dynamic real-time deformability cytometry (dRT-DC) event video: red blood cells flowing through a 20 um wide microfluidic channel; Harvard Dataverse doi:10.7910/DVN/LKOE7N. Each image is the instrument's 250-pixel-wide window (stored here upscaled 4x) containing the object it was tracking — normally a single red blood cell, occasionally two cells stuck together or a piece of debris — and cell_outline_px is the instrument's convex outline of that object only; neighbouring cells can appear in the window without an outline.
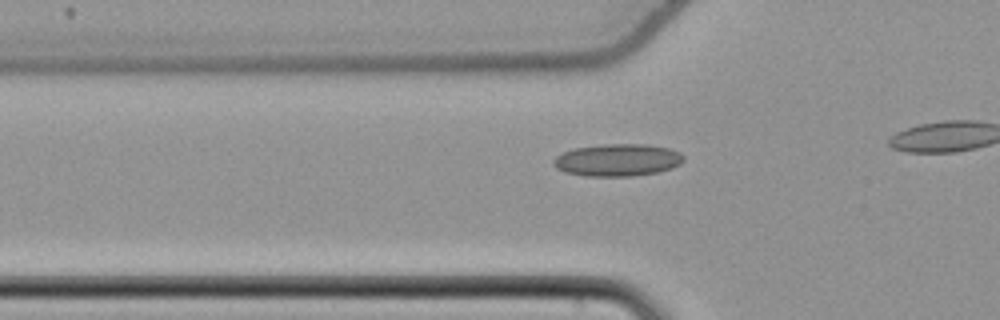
{"species": "common noctule bat (a hibernating species)", "species_latin": "Nyctalus noctula", "temperature_condition": "cold", "stored_images_in_passage": 14, "camera_frame_rate_fps": 3000, "um_per_image_px": 0.085, "animal": {"sex": "female", "body_mass_g": 22.7, "forearm_length_mm": 54.2}, "frame": {"image": 1, "passage_image": 5, "time_ms": 1.333, "image_size_px": [1000, 320], "cell_outline_px": [[684, 160], [680, 164], [672, 168], [656, 172], [632, 176], [584, 176], [564, 172], [556, 168], [552, 164], [552, 160], [556, 156], [572, 148], [604, 144], [644, 144], [668, 148], [680, 152], [684, 156]], "centroid_in_image_um": [52.46, 13.6], "position_along_channel_um": 73.3, "area_um2": 24.62}}
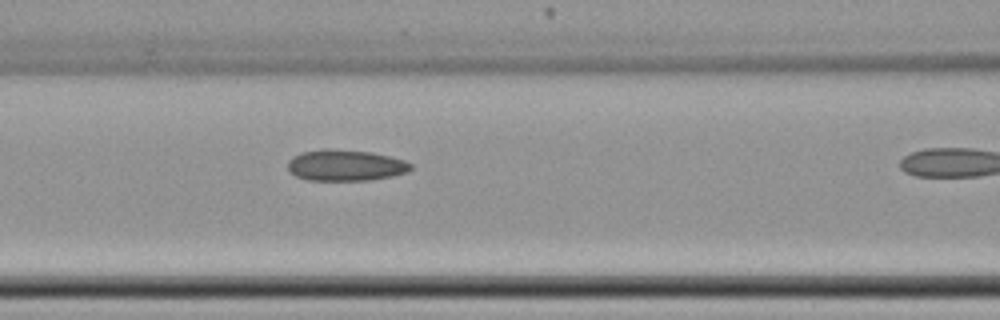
{"frame": {"image": 2, "passage_image": 10, "time_ms": 3.0, "image_size_px": [1000, 320], "cell_outline_px": [[412, 168], [408, 172], [392, 176], [368, 180], [308, 180], [296, 176], [288, 172], [288, 160], [292, 156], [300, 152], [372, 152], [404, 160], [412, 164]], "centroid_in_image_um": [29.38, 14.1], "position_along_channel_um": 137.2, "area_um2": 21.44}}